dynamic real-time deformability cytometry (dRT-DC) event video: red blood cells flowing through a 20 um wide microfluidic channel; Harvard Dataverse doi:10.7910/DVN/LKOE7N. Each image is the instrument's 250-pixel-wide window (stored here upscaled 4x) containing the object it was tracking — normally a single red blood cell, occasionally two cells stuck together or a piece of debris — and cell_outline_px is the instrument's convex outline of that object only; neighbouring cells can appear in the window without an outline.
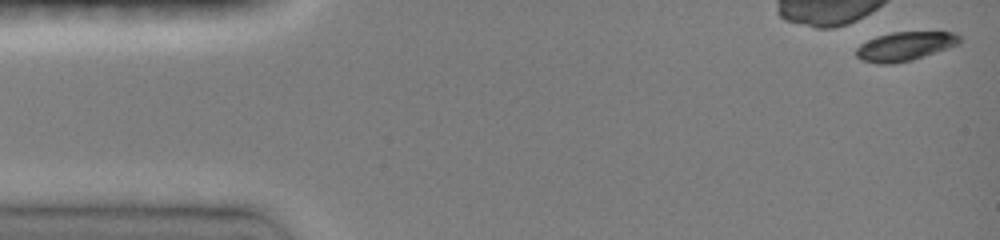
{"species": "common noctule bat (a hibernating species)", "species_latin": "Nyctalus noctula", "temperature_condition": "room temperature", "stored_images_in_passage": 5, "camera_frame_rate_fps": 3000, "um_per_image_px": 0.085, "animal": {"sex": "female", "body_mass_g": 19.0, "forearm_length_mm": 51.5}, "frame": {"image": 1, "passage_image": 1, "time_ms": 0.0, "image_size_px": [1000, 240], "cell_outline_px": [[960, 44], [912, 60], [892, 64], [876, 64], [860, 60], [856, 56], [856, 48], [860, 44], [876, 36], [892, 32], [956, 32], [960, 36]], "centroid_in_image_um": [76.9, 3.94], "position_along_channel_um": 8.1, "area_um2": 17.57}}